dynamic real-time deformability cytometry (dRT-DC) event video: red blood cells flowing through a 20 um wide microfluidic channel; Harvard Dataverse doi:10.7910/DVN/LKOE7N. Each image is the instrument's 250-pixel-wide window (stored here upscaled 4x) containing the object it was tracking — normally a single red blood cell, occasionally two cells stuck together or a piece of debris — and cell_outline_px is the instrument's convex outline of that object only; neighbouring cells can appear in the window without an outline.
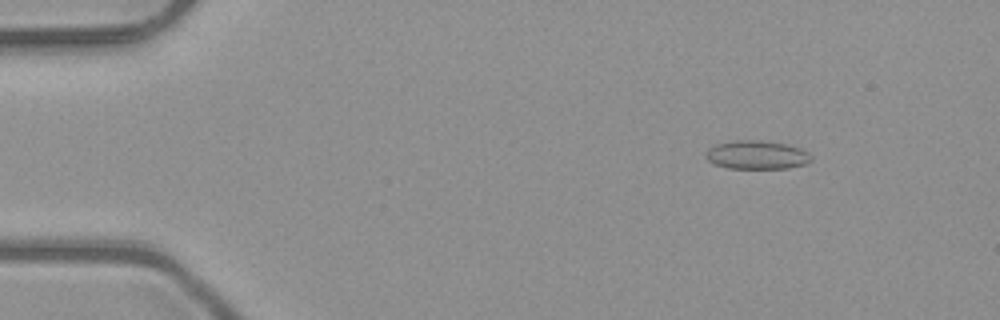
{"species": "common noctule bat (a hibernating species)", "species_latin": "Nyctalus noctula", "temperature_condition": "room temperature", "stored_images_in_passage": 5, "camera_frame_rate_fps": 3000, "um_per_image_px": 0.085, "animal": {"sex": "male", "body_mass_g": 23.1, "forearm_length_mm": 52.7}, "frame": {"image": 1, "passage_image": 1, "time_ms": 0.0, "image_size_px": [1000, 320], "cell_outline_px": [[812, 160], [808, 164], [788, 168], [728, 168], [716, 164], [708, 160], [704, 156], [708, 148], [716, 144], [740, 140], [752, 140], [784, 144], [800, 148], [808, 152], [812, 156]], "centroid_in_image_um": [64.35, 13.18], "position_along_channel_um": 20.7, "area_um2": 17.4}}
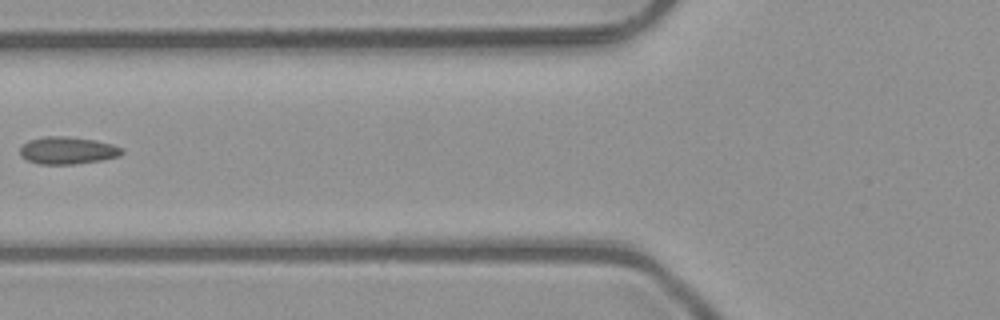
{"frame": {"image": 2, "passage_image": 5, "time_ms": 1.333, "image_size_px": [1000, 320], "cell_outline_px": [[124, 152], [120, 156], [100, 160], [76, 164], [40, 164], [28, 160], [20, 156], [20, 148], [28, 140], [44, 136], [68, 136], [96, 140], [112, 144], [124, 148]], "centroid_in_image_um": [5.76, 12.78], "position_along_channel_um": 120.0, "area_um2": 16.36}}